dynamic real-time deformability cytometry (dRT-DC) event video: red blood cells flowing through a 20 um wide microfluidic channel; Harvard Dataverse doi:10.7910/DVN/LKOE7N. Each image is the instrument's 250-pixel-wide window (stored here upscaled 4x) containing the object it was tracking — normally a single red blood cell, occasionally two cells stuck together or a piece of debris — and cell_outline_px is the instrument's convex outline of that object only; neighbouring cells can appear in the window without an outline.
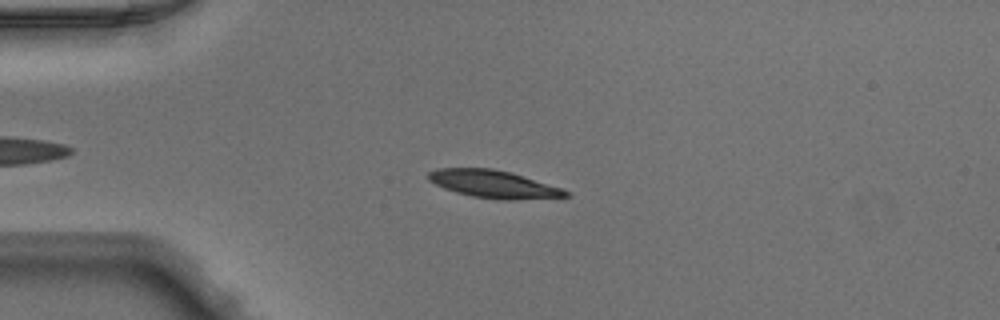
{"species": "Egyptian fruit bat (a non-hibernating species)", "species_latin": "Rousettus aegyptiacus", "temperature_condition": "warm", "stored_images_in_passage": 34, "camera_frame_rate_fps": 3000, "um_per_image_px": 0.085, "animal": {"sex": "male"}, "frame": {"image": 1, "passage_image": 8, "time_ms": 2.333, "image_size_px": [1000, 320], "cell_outline_px": [[572, 196], [512, 200], [500, 200], [472, 196], [456, 192], [444, 188], [428, 180], [428, 172], [436, 168], [492, 168], [508, 172], [564, 188]], "centroid_in_image_um": [41.96, 15.65], "position_along_channel_um": 43.0, "area_um2": 22.02}}
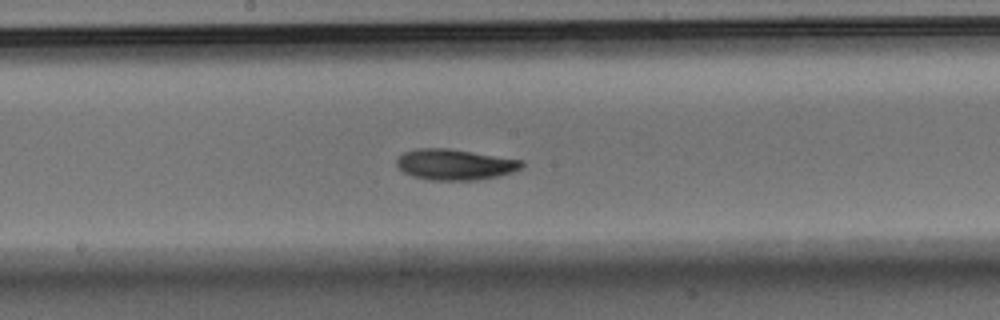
{"frame": {"image": 2, "passage_image": 22, "time_ms": 7.0, "image_size_px": [1000, 320], "cell_outline_px": [[524, 164], [520, 168], [512, 172], [496, 176], [476, 180], [428, 180], [412, 176], [404, 172], [396, 164], [396, 160], [404, 152], [416, 148], [448, 148], [524, 160]], "centroid_in_image_um": [38.65, 13.98], "position_along_channel_um": 209.5, "area_um2": 22.43}}
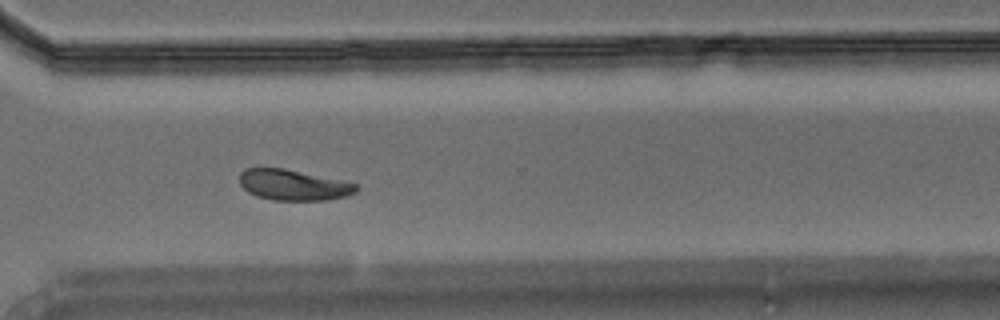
{"frame": {"image": 3, "passage_image": 32, "time_ms": 10.333, "image_size_px": [1000, 320], "cell_outline_px": [[360, 188], [356, 192], [348, 196], [328, 200], [272, 200], [256, 196], [248, 192], [240, 184], [240, 172], [244, 168], [284, 168], [356, 184]], "centroid_in_image_um": [24.92, 15.73], "position_along_channel_um": 345.7, "area_um2": 20.81}}